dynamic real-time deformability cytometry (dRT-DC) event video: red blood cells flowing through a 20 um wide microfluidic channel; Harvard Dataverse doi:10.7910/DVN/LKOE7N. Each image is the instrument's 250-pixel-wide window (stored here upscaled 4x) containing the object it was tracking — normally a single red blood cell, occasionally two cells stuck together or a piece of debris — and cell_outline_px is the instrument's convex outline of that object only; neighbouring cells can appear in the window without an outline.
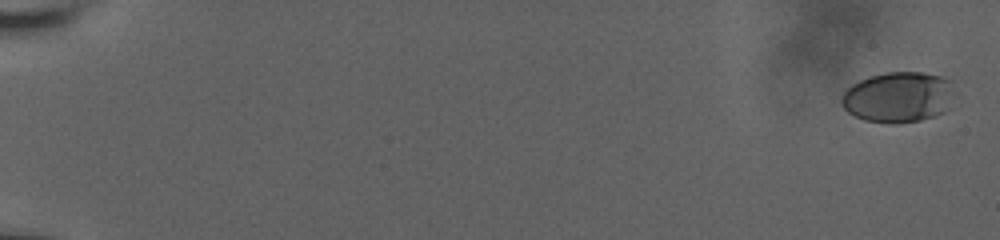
{"species": "human", "species_latin": "Homo sapiens", "temperature_condition": "room temperature", "stored_images_in_passage": 9, "camera_frame_rate_fps": 3000, "um_per_image_px": 0.085, "donor": {"sex": "male"}, "frame": {"image": 1, "passage_image": 1, "time_ms": 0.0, "image_size_px": [1000, 240], "cell_outline_px": [[956, 92], [944, 112], [920, 120], [896, 124], [888, 124], [864, 120], [848, 112], [844, 108], [840, 100], [844, 92], [852, 84], [860, 80], [872, 76], [888, 72], [920, 72], [940, 76], [952, 80]], "centroid_in_image_um": [76.38, 8.26], "position_along_channel_um": 8.6, "area_um2": 33.52}}
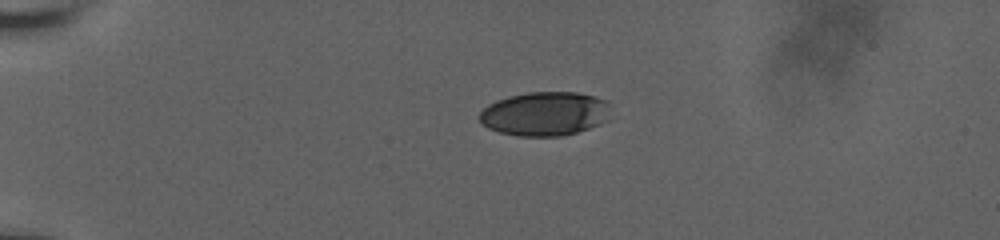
{"frame": {"image": 2, "passage_image": 7, "time_ms": 5.0, "image_size_px": [1000, 240], "cell_outline_px": [[608, 120], [600, 124], [576, 132], [560, 136], [516, 136], [500, 132], [488, 128], [480, 120], [480, 112], [488, 104], [496, 100], [508, 96], [528, 92], [576, 92], [596, 96], [608, 100]], "centroid_in_image_um": [46.32, 9.66], "position_along_channel_um": 38.7, "area_um2": 33.7}}